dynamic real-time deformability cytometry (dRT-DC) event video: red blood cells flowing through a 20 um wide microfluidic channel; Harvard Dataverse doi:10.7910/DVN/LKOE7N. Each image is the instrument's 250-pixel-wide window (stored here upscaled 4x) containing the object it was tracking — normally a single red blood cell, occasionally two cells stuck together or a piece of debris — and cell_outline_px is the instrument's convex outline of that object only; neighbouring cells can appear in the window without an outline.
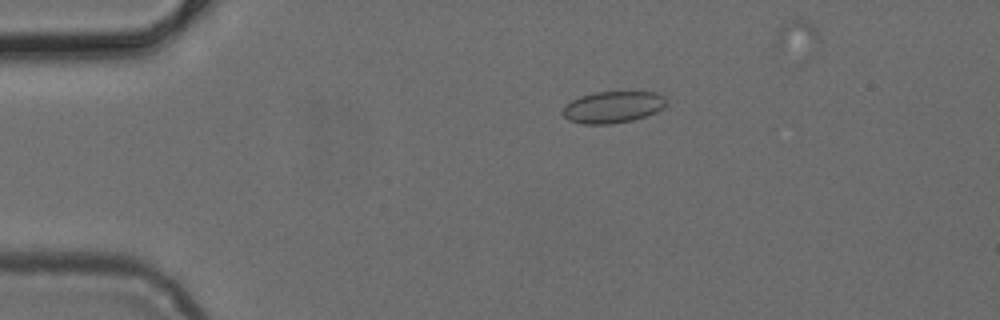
{"species": "common noctule bat (a hibernating species)", "species_latin": "Nyctalus noctula", "temperature_condition": "cold", "stored_images_in_passage": 46, "camera_frame_rate_fps": 3000, "um_per_image_px": 0.085, "animal": {"sex": "female", "body_mass_g": 24.6, "forearm_length_mm": 56.2}, "frame": {"image": 1, "passage_image": 8, "time_ms": 2.333, "image_size_px": [1000, 320], "cell_outline_px": [[668, 104], [664, 108], [656, 112], [632, 120], [612, 124], [580, 124], [568, 120], [560, 112], [572, 100], [580, 96], [596, 92], [656, 92], [668, 96]], "centroid_in_image_um": [52.14, 9.1], "position_along_channel_um": 32.9, "area_um2": 19.36}}
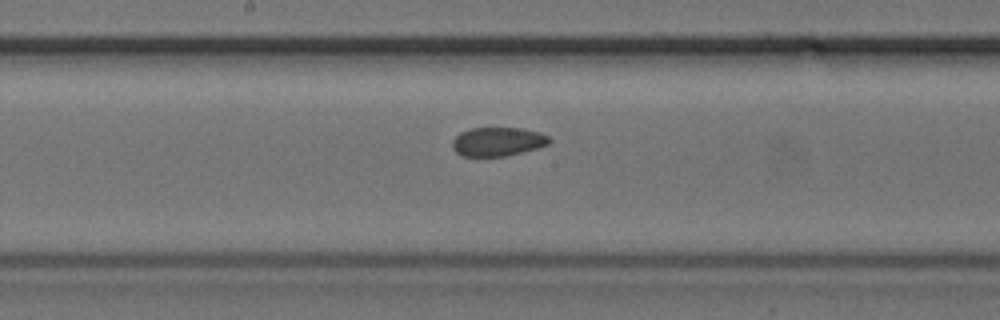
{"frame": {"image": 2, "passage_image": 24, "time_ms": 7.667, "image_size_px": [1000, 320], "cell_outline_px": [[552, 140], [548, 144], [536, 148], [504, 156], [460, 156], [452, 148], [452, 140], [460, 132], [472, 128], [520, 128], [540, 132], [548, 136]], "centroid_in_image_um": [42.28, 12.03], "position_along_channel_um": 205.9, "area_um2": 16.24}}
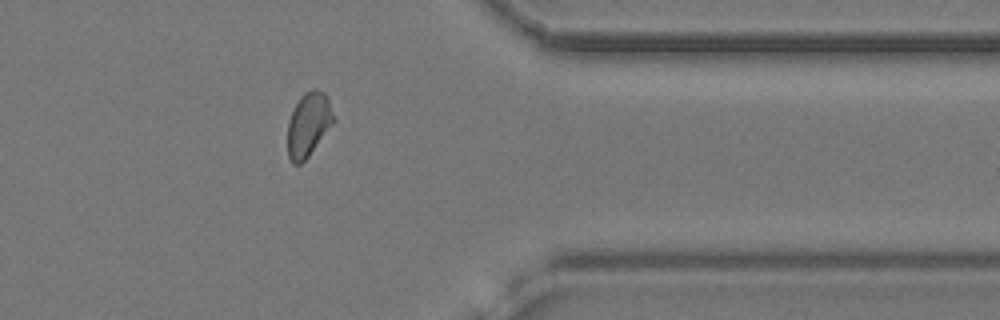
{"frame": {"image": 3, "passage_image": 38, "time_ms": 12.333, "image_size_px": [1000, 320], "cell_outline_px": [[336, 120], [308, 156], [300, 164], [292, 164], [288, 156], [288, 120], [300, 96], [304, 92], [312, 88], [316, 88], [324, 92], [328, 96]], "centroid_in_image_um": [26.24, 10.54], "position_along_channel_um": 385.2, "area_um2": 17.28}}